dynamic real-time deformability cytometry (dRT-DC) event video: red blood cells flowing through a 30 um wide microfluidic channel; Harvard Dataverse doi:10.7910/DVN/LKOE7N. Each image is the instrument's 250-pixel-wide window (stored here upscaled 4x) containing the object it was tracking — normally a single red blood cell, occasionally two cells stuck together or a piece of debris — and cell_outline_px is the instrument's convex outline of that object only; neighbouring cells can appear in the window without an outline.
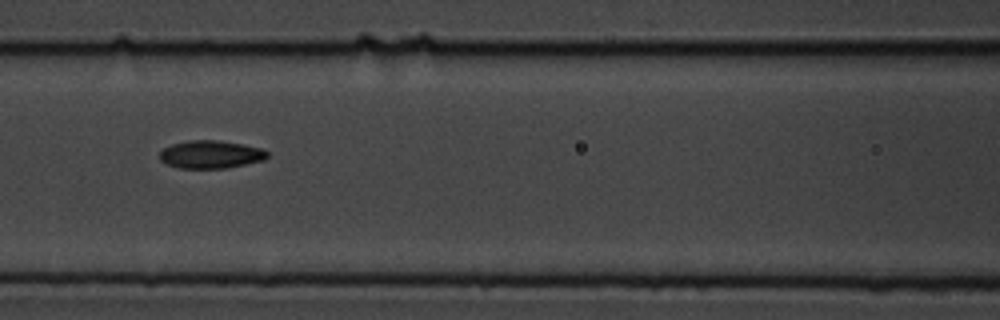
{"species": "common noctule bat (a hibernating species)", "species_latin": "Nyctalus noctula", "temperature_condition": "cold", "stored_images_in_passage": 4, "camera_frame_rate_fps": 3000, "um_per_image_px": 0.085, "animal": {"sex": "male", "body_mass_g": 19.5, "forearm_length_mm": 54.6}, "frame": {"image": 1, "passage_image": 4, "time_ms": 3.333, "image_size_px": [1000, 320], "cell_outline_px": [[268, 156], [264, 160], [228, 168], [176, 168], [160, 160], [160, 152], [164, 148], [172, 144], [188, 140], [216, 140], [244, 144], [264, 148], [268, 152]], "centroid_in_image_um": [17.94, 13.12], "position_along_channel_um": 148.7, "area_um2": 17.63}}